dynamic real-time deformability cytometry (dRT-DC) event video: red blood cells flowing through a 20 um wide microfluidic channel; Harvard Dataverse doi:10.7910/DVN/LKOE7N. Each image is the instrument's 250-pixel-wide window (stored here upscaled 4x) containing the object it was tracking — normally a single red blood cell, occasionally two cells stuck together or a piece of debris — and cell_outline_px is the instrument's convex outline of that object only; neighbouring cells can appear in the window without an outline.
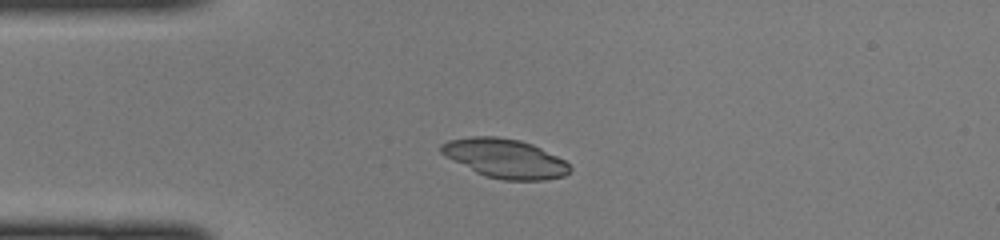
{"species": "common noctule bat (a hibernating species)", "species_latin": "Nyctalus noctula", "temperature_condition": "cold", "stored_images_in_passage": 36, "camera_frame_rate_fps": 3000, "um_per_image_px": 0.085, "animal": {"sex": "female", "body_mass_g": 22.0, "forearm_length_mm": 56.7}, "frame": {"image": 1, "passage_image": 1, "time_ms": 0.0, "image_size_px": [1000, 240], "cell_outline_px": [[572, 168], [564, 176], [544, 180], [504, 180], [484, 176], [444, 156], [440, 152], [440, 144], [448, 140], [472, 136], [496, 136], [520, 140], [532, 144], [564, 160]], "centroid_in_image_um": [42.89, 13.46], "position_along_channel_um": 42.1, "area_um2": 29.25}}
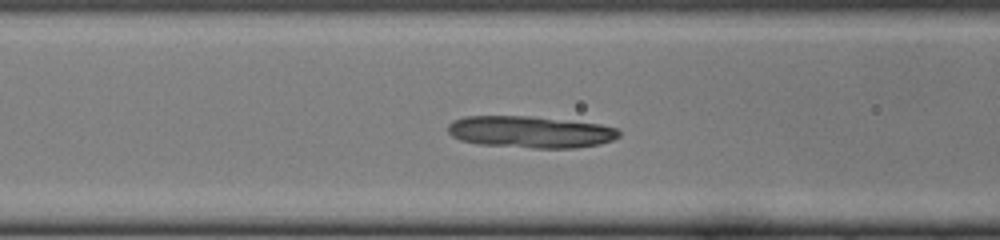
{"frame": {"image": 2, "passage_image": 8, "time_ms": 2.333, "image_size_px": [1000, 240], "cell_outline_px": [[620, 136], [612, 140], [600, 144], [576, 148], [532, 148], [480, 144], [460, 140], [452, 136], [448, 132], [448, 124], [452, 120], [464, 116], [528, 116], [600, 124], [616, 128], [620, 132]], "centroid_in_image_um": [45.06, 11.22], "position_along_channel_um": 121.5, "area_um2": 31.73}}
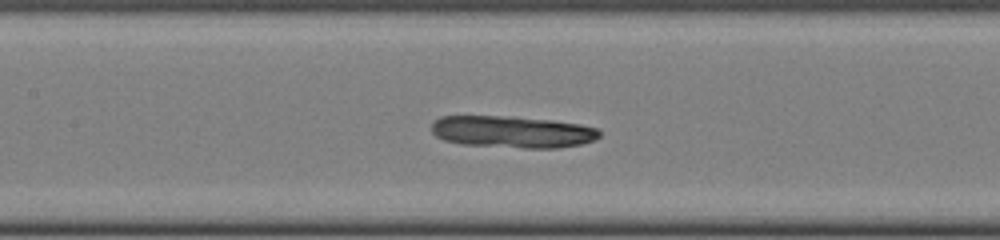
{"frame": {"image": 3, "passage_image": 11, "time_ms": 3.333, "image_size_px": [1000, 240], "cell_outline_px": [[600, 136], [596, 140], [580, 144], [560, 148], [524, 148], [460, 144], [444, 140], [436, 136], [432, 132], [432, 120], [440, 116], [500, 116], [552, 120], [580, 124], [596, 128], [600, 132]], "centroid_in_image_um": [43.53, 11.21], "position_along_channel_um": 163.9, "area_um2": 31.33}}